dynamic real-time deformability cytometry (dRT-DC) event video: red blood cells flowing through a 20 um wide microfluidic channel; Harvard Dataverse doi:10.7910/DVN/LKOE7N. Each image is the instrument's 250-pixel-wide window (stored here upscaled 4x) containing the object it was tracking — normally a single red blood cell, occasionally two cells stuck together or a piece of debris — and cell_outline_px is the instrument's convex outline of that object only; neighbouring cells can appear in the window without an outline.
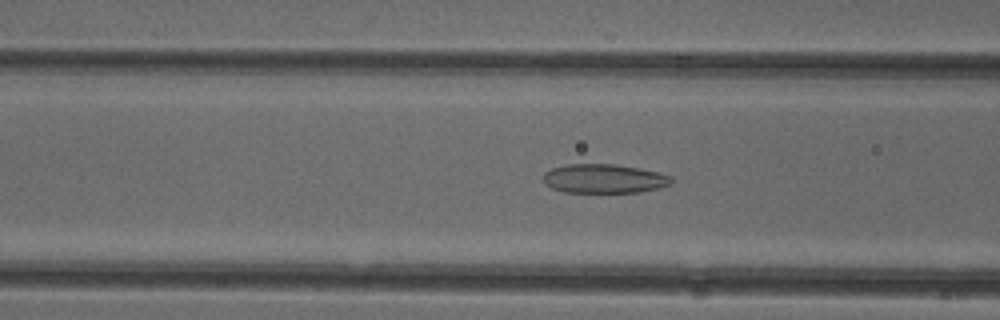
{"species": "common noctule bat (a hibernating species)", "species_latin": "Nyctalus noctula", "temperature_condition": "cold", "stored_images_in_passage": 36, "camera_frame_rate_fps": 3000, "um_per_image_px": 0.085, "animal": {"sex": "female"}, "frame": {"image": 1, "passage_image": 8, "time_ms": 2.333, "image_size_px": [1000, 320], "cell_outline_px": [[672, 184], [640, 192], [564, 192], [552, 188], [544, 184], [544, 172], [552, 168], [568, 164], [616, 164], [640, 168], [660, 172], [672, 176]], "centroid_in_image_um": [51.36, 15.18], "position_along_channel_um": 115.2, "area_um2": 21.79}}
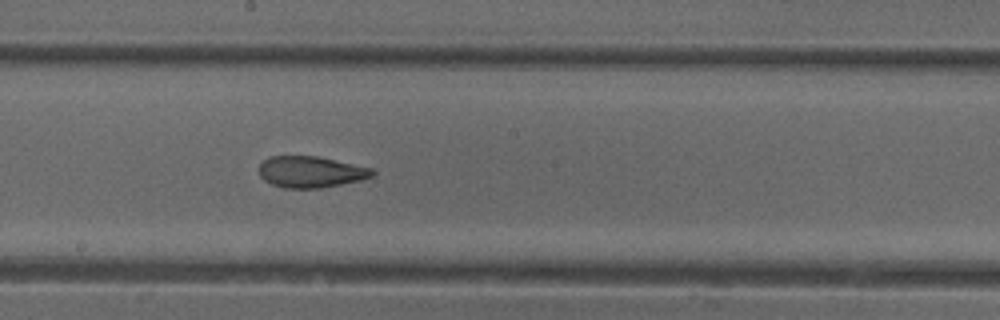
{"frame": {"image": 2, "passage_image": 16, "time_ms": 5.0, "image_size_px": [1000, 320], "cell_outline_px": [[376, 172], [372, 176], [360, 180], [320, 188], [284, 188], [272, 184], [264, 180], [260, 176], [260, 164], [264, 160], [272, 156], [316, 156], [372, 168]], "centroid_in_image_um": [26.41, 14.61], "position_along_channel_um": 221.8, "area_um2": 20.46}}
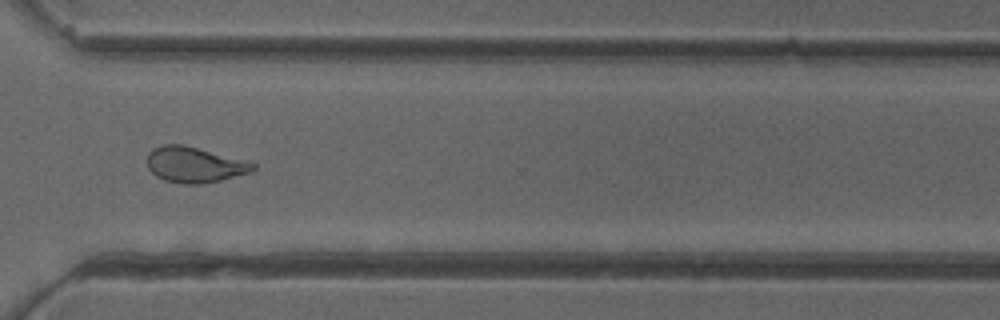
{"frame": {"image": 3, "passage_image": 26, "time_ms": 8.333, "image_size_px": [1000, 320], "cell_outline_px": [[256, 168], [252, 172], [220, 180], [200, 184], [184, 184], [164, 180], [156, 176], [148, 168], [148, 152], [152, 148], [164, 144], [180, 144], [196, 148], [256, 164]], "centroid_in_image_um": [16.49, 14.01], "position_along_channel_um": 354.1, "area_um2": 21.56}, "authors_computed_cell_mechanics": {"area_um2": 21.5305, "velocity_mm_per_s": 3.9859, "shape_relaxation_time_tau1_ms": null, "shape_relaxation_time_tau2_ms": 2.458, "deformation_change_tau1": null, "deformation_change_tau2": 0.102}}